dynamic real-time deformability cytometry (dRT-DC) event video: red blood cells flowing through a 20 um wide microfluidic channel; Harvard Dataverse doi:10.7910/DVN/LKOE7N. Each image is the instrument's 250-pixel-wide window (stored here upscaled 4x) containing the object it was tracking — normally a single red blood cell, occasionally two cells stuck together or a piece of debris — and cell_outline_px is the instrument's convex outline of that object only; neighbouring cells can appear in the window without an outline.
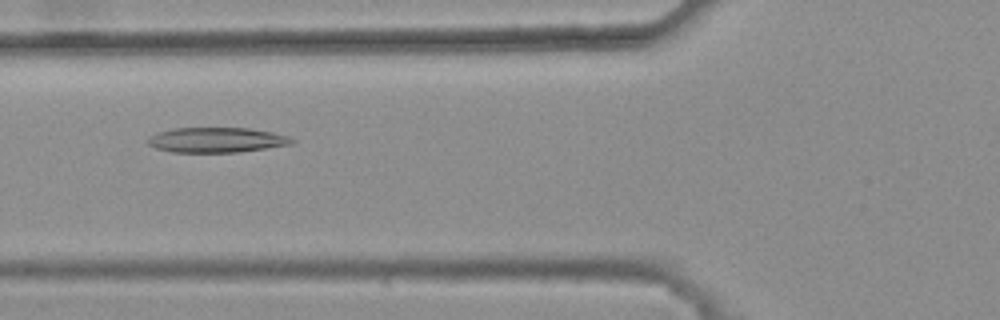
{"species": "common noctule bat (a hibernating species)", "species_latin": "Nyctalus noctula", "temperature_condition": "warm", "stored_images_in_passage": 29, "camera_frame_rate_fps": 3000, "um_per_image_px": 0.085, "animal": {"sex": "female", "body_mass_g": 25.1}, "frame": {"image": 1, "passage_image": 7, "time_ms": 2.0, "image_size_px": [1000, 320], "cell_outline_px": [[296, 140], [292, 144], [240, 152], [172, 152], [156, 148], [148, 144], [144, 140], [148, 136], [156, 132], [172, 128], [248, 128], [272, 132], [288, 136]], "centroid_in_image_um": [18.36, 11.89], "position_along_channel_um": 107.4, "area_um2": 21.21}}
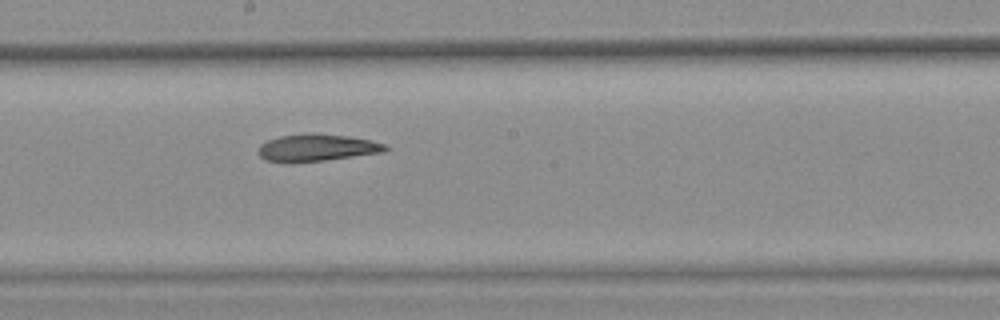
{"frame": {"image": 2, "passage_image": 16, "time_ms": 5.0, "image_size_px": [1000, 320], "cell_outline_px": [[388, 148], [384, 152], [324, 160], [292, 164], [284, 164], [264, 160], [256, 152], [260, 144], [268, 140], [280, 136], [348, 136], [372, 140], [388, 144]], "centroid_in_image_um": [26.89, 12.62], "position_along_channel_um": 221.3, "area_um2": 19.71}}
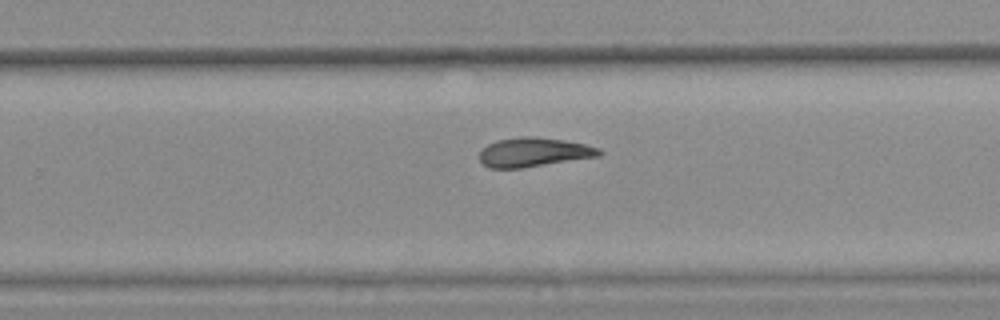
{"frame": {"image": 3, "passage_image": 21, "time_ms": 6.667, "image_size_px": [1000, 320], "cell_outline_px": [[604, 152], [600, 156], [520, 168], [488, 168], [480, 160], [480, 152], [488, 144], [496, 140], [520, 136], [532, 136], [564, 140], [584, 144], [600, 148]], "centroid_in_image_um": [45.38, 12.93], "position_along_channel_um": 284.4, "area_um2": 20.29}, "authors_computed_cell_mechanics": {"area_um2": 20.3456, "velocity_mm_per_s": 3.8006, "shape_relaxation_time_tau1_ms": null, "shape_relaxation_time_tau2_ms": 4.1093, "deformation_change_tau1": null, "deformation_change_tau2": 0.1263}}